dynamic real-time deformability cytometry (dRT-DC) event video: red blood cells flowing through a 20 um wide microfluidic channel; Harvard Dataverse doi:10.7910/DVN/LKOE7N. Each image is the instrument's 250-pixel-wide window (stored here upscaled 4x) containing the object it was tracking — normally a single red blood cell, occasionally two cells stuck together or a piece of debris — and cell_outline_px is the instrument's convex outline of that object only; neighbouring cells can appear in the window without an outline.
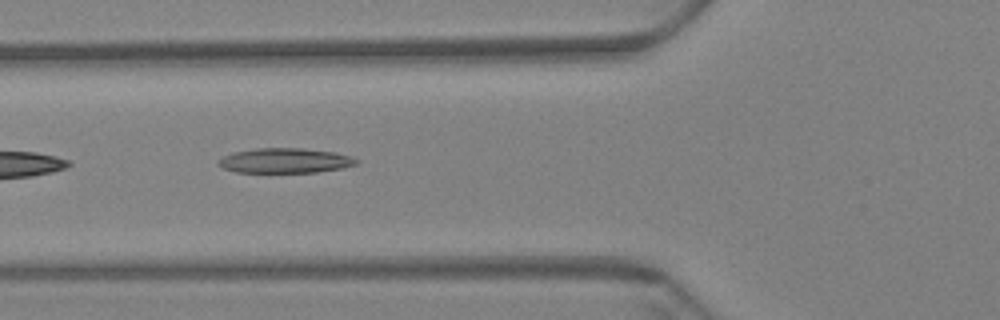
{"species": "Egyptian fruit bat (a non-hibernating species)", "species_latin": "Rousettus aegyptiacus", "temperature_condition": "warm", "stored_images_in_passage": 7, "camera_frame_rate_fps": 3000, "um_per_image_px": 0.085, "animal": {"sex": "female"}, "frame": {"image": 1, "passage_image": 5, "time_ms": 1.333, "image_size_px": [1000, 320], "cell_outline_px": [[360, 160], [356, 164], [344, 168], [316, 172], [236, 172], [224, 168], [216, 164], [216, 160], [232, 152], [256, 148], [300, 148], [336, 152], [352, 156]], "centroid_in_image_um": [24.23, 13.64], "position_along_channel_um": 101.6, "area_um2": 20.17}}